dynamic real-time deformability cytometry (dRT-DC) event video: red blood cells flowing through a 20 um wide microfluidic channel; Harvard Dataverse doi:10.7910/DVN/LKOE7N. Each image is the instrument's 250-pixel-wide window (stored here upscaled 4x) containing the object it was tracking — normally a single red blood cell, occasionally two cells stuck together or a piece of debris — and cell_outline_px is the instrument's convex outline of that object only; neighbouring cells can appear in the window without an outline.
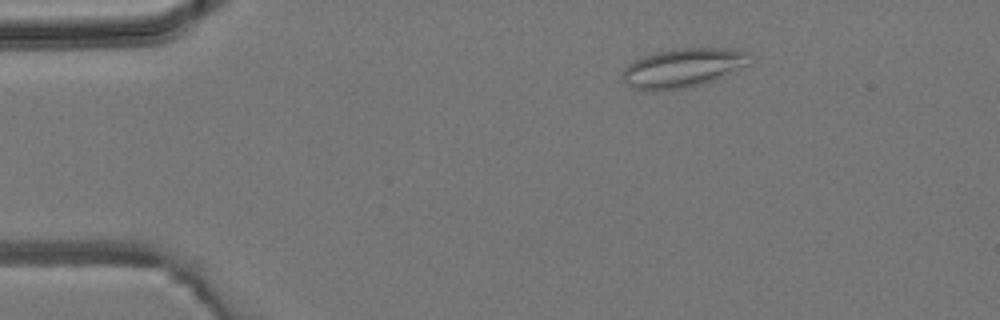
{"species": "common noctule bat (a hibernating species)", "species_latin": "Nyctalus noctula", "temperature_condition": "room temperature", "stored_images_in_passage": 46, "camera_frame_rate_fps": 3000, "um_per_image_px": 0.085, "animal": {"sex": "male", "body_mass_g": 19.2, "forearm_length_mm": 51.8}, "frame": {"image": 1, "passage_image": 8, "time_ms": 2.333, "image_size_px": [1000, 320], "cell_outline_px": [[752, 64], [724, 76], [704, 84], [688, 88], [648, 92], [632, 88], [624, 80], [624, 68], [628, 64], [644, 56], [676, 48], [728, 48], [748, 52]], "centroid_in_image_um": [58.1, 5.79], "position_along_channel_um": 26.9, "area_um2": 29.13}}
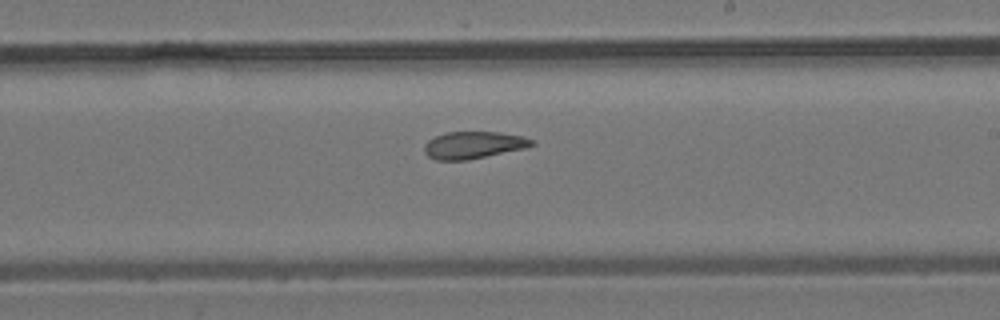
{"frame": {"image": 2, "passage_image": 27, "time_ms": 8.667, "image_size_px": [1000, 320], "cell_outline_px": [[536, 144], [524, 148], [468, 160], [436, 160], [428, 156], [424, 152], [424, 144], [428, 140], [444, 132], [500, 132], [524, 136], [536, 140]], "centroid_in_image_um": [40.26, 12.32], "position_along_channel_um": 248.7, "area_um2": 17.11}}
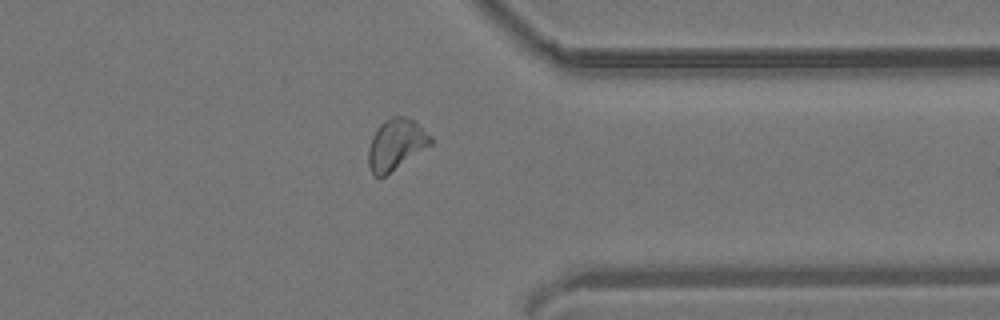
{"frame": {"image": 3, "passage_image": 36, "time_ms": 11.667, "image_size_px": [1000, 320], "cell_outline_px": [[432, 144], [384, 176], [372, 176], [368, 164], [368, 148], [372, 136], [376, 128], [384, 120], [392, 116], [408, 116], [416, 120], [432, 136]], "centroid_in_image_um": [33.66, 12.24], "position_along_channel_um": 377.7, "area_um2": 18.73}}